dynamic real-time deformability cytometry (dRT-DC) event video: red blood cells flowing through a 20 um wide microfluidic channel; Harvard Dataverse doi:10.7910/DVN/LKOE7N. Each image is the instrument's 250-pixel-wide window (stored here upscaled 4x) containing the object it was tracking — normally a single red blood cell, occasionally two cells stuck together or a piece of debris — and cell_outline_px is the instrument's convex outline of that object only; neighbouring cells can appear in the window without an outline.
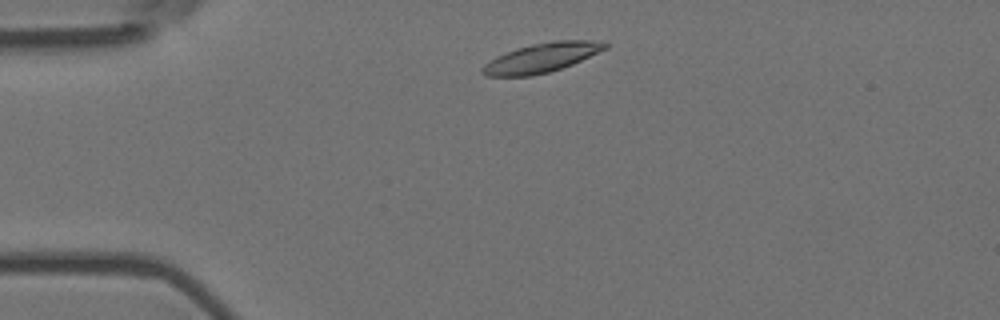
{"species": "Egyptian fruit bat (a non-hibernating species)", "species_latin": "Rousettus aegyptiacus", "temperature_condition": "room temperature", "stored_images_in_passage": 2, "camera_frame_rate_fps": 3000, "um_per_image_px": 0.085, "animal": {"sex": "female"}, "frame": {"image": 1, "passage_image": 1, "time_ms": 0.0, "image_size_px": [1000, 320], "cell_outline_px": [[608, 48], [572, 64], [548, 72], [532, 76], [484, 76], [480, 72], [480, 68], [484, 64], [496, 56], [516, 48], [532, 44], [552, 40], [604, 40], [608, 44]], "centroid_in_image_um": [46.03, 4.9], "position_along_channel_um": 39.0, "area_um2": 21.15}}